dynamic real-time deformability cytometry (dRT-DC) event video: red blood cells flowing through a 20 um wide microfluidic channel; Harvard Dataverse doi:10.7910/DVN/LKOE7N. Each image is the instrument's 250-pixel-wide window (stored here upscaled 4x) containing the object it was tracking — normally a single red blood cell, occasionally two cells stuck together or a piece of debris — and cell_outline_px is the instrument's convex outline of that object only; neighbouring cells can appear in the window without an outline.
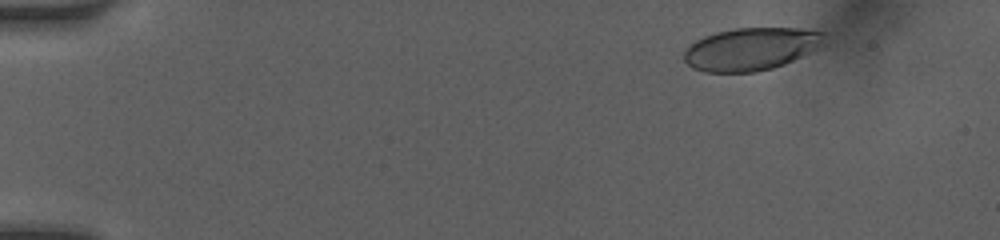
{"species": "human", "species_latin": "Homo sapiens", "temperature_condition": "room temperature", "stored_images_in_passage": 14, "camera_frame_rate_fps": 3000, "um_per_image_px": 0.085, "donor": {"sex": "female"}, "frame": {"image": 1, "passage_image": 1, "time_ms": 0.0, "image_size_px": [1000, 240], "cell_outline_px": [[824, 32], [816, 48], [784, 64], [772, 68], [756, 72], [704, 72], [692, 68], [684, 60], [684, 52], [696, 40], [704, 36], [716, 32], [736, 28], [796, 28]], "centroid_in_image_um": [63.75, 4.17], "position_along_channel_um": 21.3, "area_um2": 34.22}}
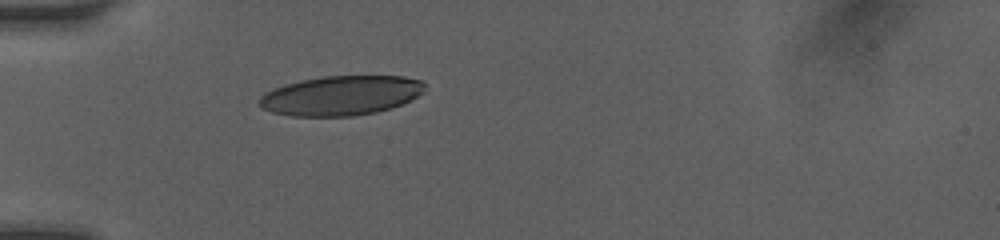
{"frame": {"image": 2, "passage_image": 8, "time_ms": 3.333, "image_size_px": [1000, 240], "cell_outline_px": [[424, 92], [412, 100], [392, 108], [376, 112], [352, 116], [292, 116], [272, 112], [264, 108], [260, 104], [260, 96], [264, 92], [272, 88], [284, 84], [300, 80], [324, 76], [404, 76], [424, 80]], "centroid_in_image_um": [29.01, 8.11], "position_along_channel_um": 56.0, "area_um2": 38.44}}
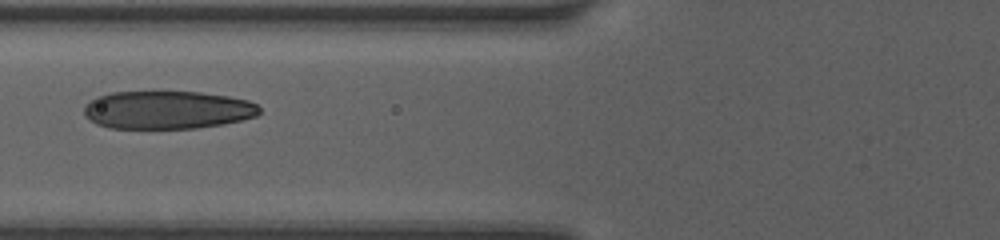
{"frame": {"image": 3, "passage_image": 12, "time_ms": 5.0, "image_size_px": [1000, 240], "cell_outline_px": [[260, 112], [256, 116], [240, 120], [220, 124], [196, 128], [108, 128], [96, 124], [88, 120], [84, 116], [84, 104], [96, 96], [112, 92], [200, 92], [228, 96], [248, 100], [256, 104], [260, 108]], "centroid_in_image_um": [14.17, 9.34], "position_along_channel_um": 111.6, "area_um2": 39.02}}